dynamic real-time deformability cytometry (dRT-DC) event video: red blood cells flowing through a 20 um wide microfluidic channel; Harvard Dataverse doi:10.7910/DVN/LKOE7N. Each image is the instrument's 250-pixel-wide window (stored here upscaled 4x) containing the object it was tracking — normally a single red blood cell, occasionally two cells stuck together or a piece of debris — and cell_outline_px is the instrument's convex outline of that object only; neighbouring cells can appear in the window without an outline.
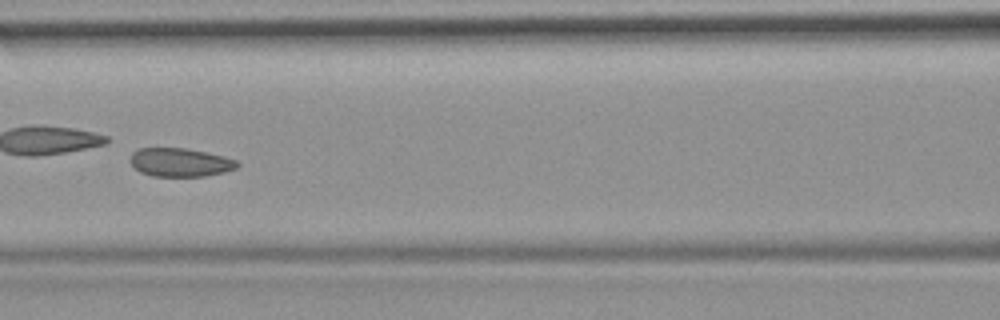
{"species": "common noctule bat (a hibernating species)", "species_latin": "Nyctalus noctula", "temperature_condition": "room temperature", "stored_images_in_passage": 41, "camera_frame_rate_fps": 3000, "um_per_image_px": 0.085, "animal": {"sex": "female", "body_mass_g": 19.9}, "frame": {"image": 1, "passage_image": 12, "time_ms": 3.667, "image_size_px": [1000, 320], "cell_outline_px": [[240, 164], [236, 168], [224, 172], [204, 176], [152, 176], [140, 172], [132, 168], [128, 160], [132, 152], [140, 148], [188, 148], [208, 152], [224, 156], [236, 160]], "centroid_in_image_um": [15.27, 13.79], "position_along_channel_um": 151.3, "area_um2": 18.09}, "authors_computed_cell_mechanics": {"area_um2": 18.8428, "velocity_mm_per_s": 3.73, "shape_relaxation_time_tau1_ms": 0.7133, "shape_relaxation_time_tau2_ms": 1.2755, "deformation_change_tau1": 0.166, "deformation_change_tau2": 0.0703}}